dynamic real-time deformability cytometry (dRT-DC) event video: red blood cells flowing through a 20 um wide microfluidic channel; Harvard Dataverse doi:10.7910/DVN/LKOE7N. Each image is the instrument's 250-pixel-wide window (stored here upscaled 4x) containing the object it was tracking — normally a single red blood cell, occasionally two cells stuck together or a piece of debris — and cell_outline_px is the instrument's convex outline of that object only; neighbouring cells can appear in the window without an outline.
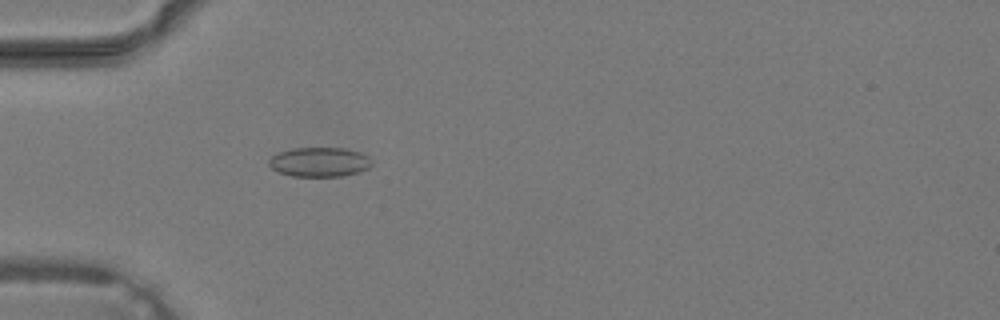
{"species": "common noctule bat (a hibernating species)", "species_latin": "Nyctalus noctula", "temperature_condition": "warm", "stored_images_in_passage": 39, "camera_frame_rate_fps": 3000, "um_per_image_px": 0.085, "animal": {"sex": "male", "body_mass_g": 19.2, "forearm_length_mm": 51.8}, "frame": {"image": 1, "passage_image": 12, "time_ms": 3.667, "image_size_px": [1000, 320], "cell_outline_px": [[372, 164], [368, 168], [360, 172], [340, 176], [292, 176], [280, 172], [272, 168], [268, 164], [268, 160], [272, 156], [280, 152], [292, 148], [344, 148], [360, 152], [368, 156], [372, 160]], "centroid_in_image_um": [27.18, 13.77], "position_along_channel_um": 57.8, "area_um2": 17.63}}
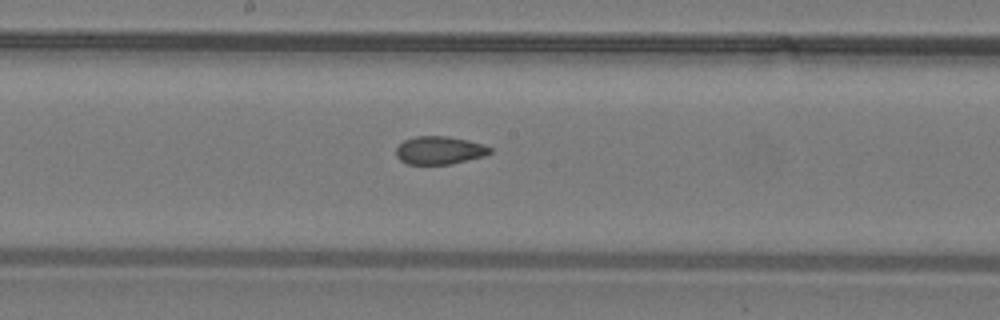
{"frame": {"image": 2, "passage_image": 21, "time_ms": 6.667, "image_size_px": [1000, 320], "cell_outline_px": [[492, 152], [484, 156], [452, 164], [408, 164], [400, 160], [396, 156], [396, 148], [404, 140], [416, 136], [448, 136], [468, 140], [484, 144], [492, 148]], "centroid_in_image_um": [37.37, 12.77], "position_along_channel_um": 210.8, "area_um2": 15.43}}
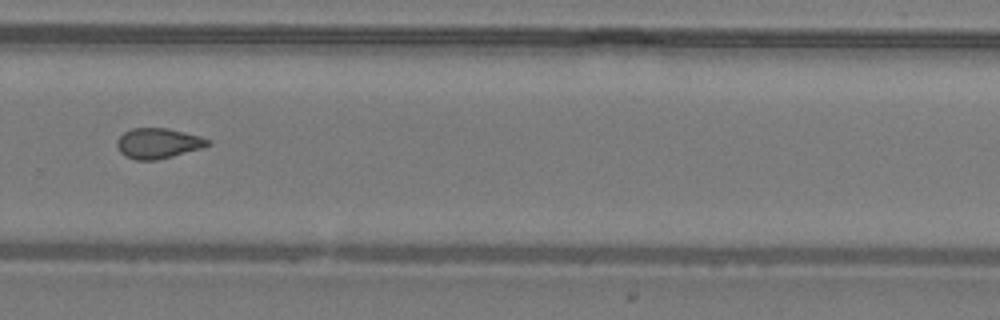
{"frame": {"image": 3, "passage_image": 27, "time_ms": 8.667, "image_size_px": [1000, 320], "cell_outline_px": [[212, 144], [200, 148], [172, 156], [156, 160], [136, 160], [124, 156], [120, 152], [116, 144], [116, 140], [124, 132], [132, 128], [168, 128], [200, 136], [212, 140]], "centroid_in_image_um": [13.43, 12.17], "position_along_channel_um": 316.4, "area_um2": 16.07}}